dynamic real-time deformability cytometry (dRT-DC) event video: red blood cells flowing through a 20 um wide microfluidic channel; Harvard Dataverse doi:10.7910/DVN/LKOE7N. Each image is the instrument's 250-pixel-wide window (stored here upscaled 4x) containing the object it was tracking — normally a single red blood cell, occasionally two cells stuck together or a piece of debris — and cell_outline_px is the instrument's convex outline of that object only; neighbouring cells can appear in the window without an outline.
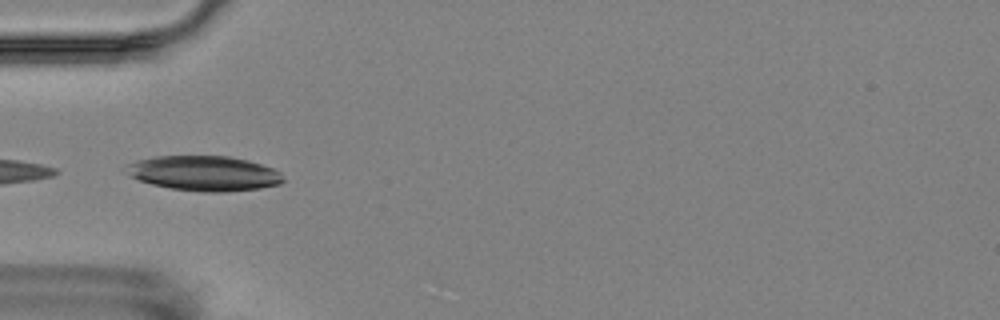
{"species": "Egyptian fruit bat (a non-hibernating species)", "species_latin": "Rousettus aegyptiacus", "temperature_condition": "room temperature", "stored_images_in_passage": 14, "camera_frame_rate_fps": 3000, "um_per_image_px": 0.085, "animal": {"sex": "female"}, "frame": {"image": 1, "passage_image": 4, "time_ms": 4.333, "image_size_px": [1000, 320], "cell_outline_px": [[284, 180], [280, 184], [260, 188], [224, 192], [204, 192], [168, 188], [152, 184], [128, 176], [124, 164], [136, 160], [156, 156], [228, 156], [248, 160], [272, 168], [280, 172]], "centroid_in_image_um": [17.31, 14.73], "position_along_channel_um": 67.7, "area_um2": 32.14}}
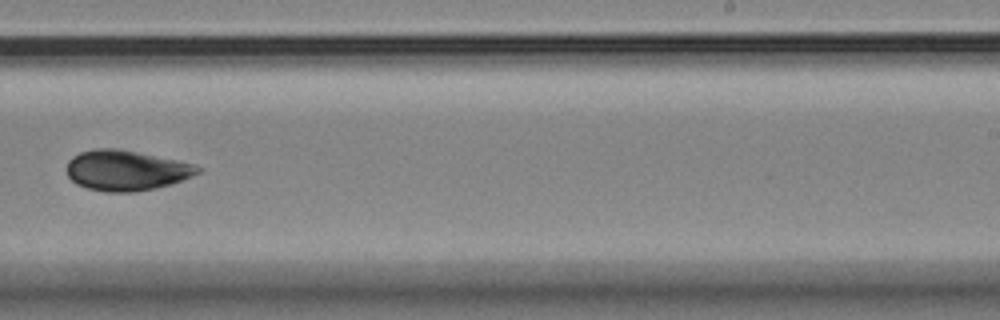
{"frame": {"image": 2, "passage_image": 9, "time_ms": 10.333, "image_size_px": [1000, 320], "cell_outline_px": [[200, 172], [192, 176], [172, 184], [156, 188], [132, 192], [104, 192], [88, 188], [76, 184], [68, 176], [68, 160], [72, 156], [80, 152], [96, 148], [116, 148], [196, 164], [200, 168]], "centroid_in_image_um": [10.72, 14.49], "position_along_channel_um": 278.3, "area_um2": 30.69}}
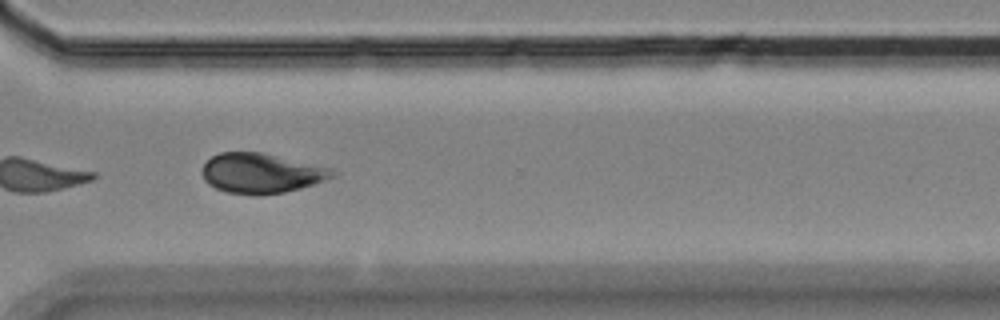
{"frame": {"image": 3, "passage_image": 11, "time_ms": 12.333, "image_size_px": [1000, 320], "cell_outline_px": [[340, 172], [336, 176], [300, 188], [284, 192], [256, 196], [224, 192], [208, 184], [204, 180], [200, 172], [204, 164], [212, 156], [220, 152], [260, 152], [332, 168]], "centroid_in_image_um": [22.19, 14.73], "position_along_channel_um": 348.4, "area_um2": 30.52}}